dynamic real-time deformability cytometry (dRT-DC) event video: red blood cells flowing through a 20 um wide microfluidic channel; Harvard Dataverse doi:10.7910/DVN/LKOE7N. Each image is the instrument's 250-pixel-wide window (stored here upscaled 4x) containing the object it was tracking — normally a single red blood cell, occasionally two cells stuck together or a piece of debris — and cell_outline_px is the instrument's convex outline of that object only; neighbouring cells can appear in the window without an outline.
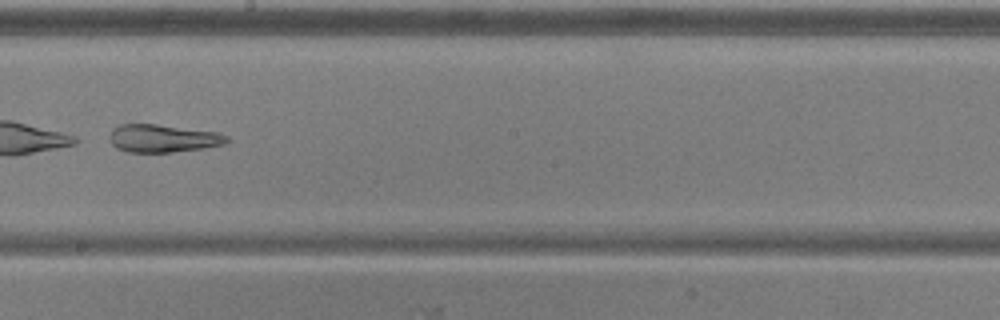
{"species": "common noctule bat (a hibernating species)", "species_latin": "Nyctalus noctula", "temperature_condition": "warm", "stored_images_in_passage": 52, "camera_frame_rate_fps": 3000, "um_per_image_px": 0.085, "animal": {"sex": "male", "body_mass_g": 20.5, "forearm_length_mm": 52.5}, "frame": {"image": 1, "passage_image": 30, "time_ms": 9.667, "image_size_px": [1000, 320], "cell_outline_px": [[228, 140], [224, 144], [204, 148], [172, 152], [128, 152], [116, 148], [108, 140], [108, 136], [112, 128], [120, 124], [156, 124], [220, 132], [228, 136]], "centroid_in_image_um": [13.82, 11.75], "position_along_channel_um": 234.4, "area_um2": 19.25}}